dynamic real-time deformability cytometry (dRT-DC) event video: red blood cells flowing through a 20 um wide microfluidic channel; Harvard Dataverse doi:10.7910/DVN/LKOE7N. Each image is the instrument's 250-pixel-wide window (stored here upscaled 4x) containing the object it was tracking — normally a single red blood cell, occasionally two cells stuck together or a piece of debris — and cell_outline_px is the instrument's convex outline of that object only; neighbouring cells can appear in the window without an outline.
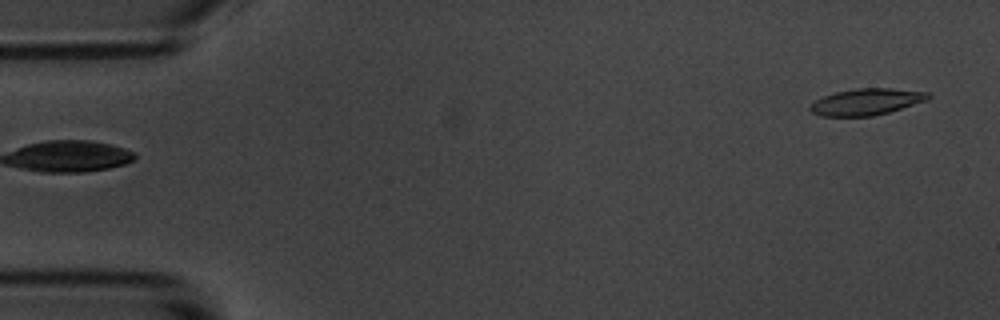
{"species": "common noctule bat (a hibernating species)", "species_latin": "Nyctalus noctula", "temperature_condition": "room temperature", "stored_images_in_passage": 54, "camera_frame_rate_fps": 3000, "um_per_image_px": 0.085, "animal": {"sex": "male", "body_mass_g": 20.1, "forearm_length_mm": 53.5}, "frame": {"image": 1, "passage_image": 1, "time_ms": 0.0, "image_size_px": [1000, 320], "cell_outline_px": [[932, 96], [928, 100], [888, 112], [872, 116], [820, 116], [812, 112], [808, 108], [816, 100], [824, 96], [836, 92], [856, 88], [892, 88], [928, 92]], "centroid_in_image_um": [73.66, 8.65], "position_along_channel_um": 11.3, "area_um2": 18.15}}
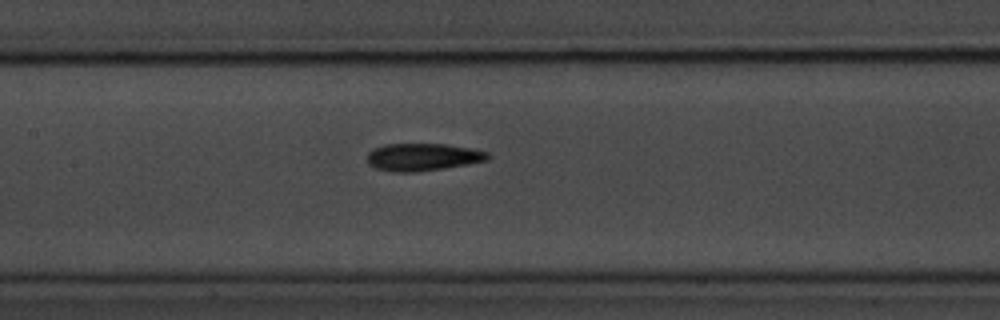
{"frame": {"image": 2, "passage_image": 24, "time_ms": 7.667, "image_size_px": [1000, 320], "cell_outline_px": [[492, 156], [488, 160], [468, 164], [444, 168], [416, 172], [392, 172], [376, 168], [368, 164], [368, 152], [372, 148], [384, 144], [444, 144], [472, 148], [488, 152]], "centroid_in_image_um": [35.94, 13.34], "position_along_channel_um": 171.5, "area_um2": 19.48}}
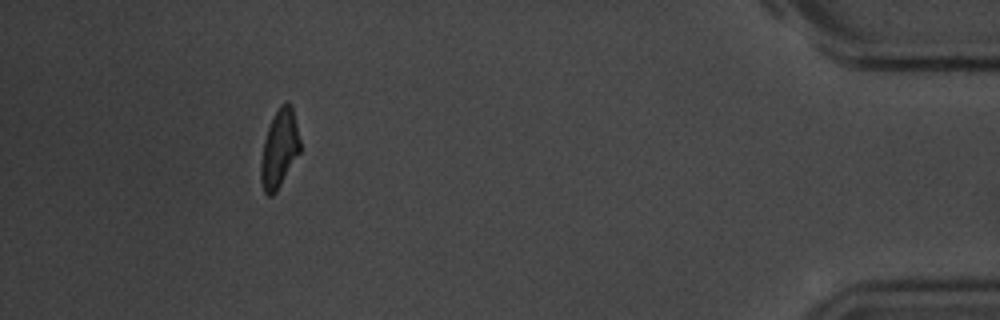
{"frame": {"image": 3, "passage_image": 49, "time_ms": 16.0, "image_size_px": [1000, 320], "cell_outline_px": [[300, 152], [276, 192], [272, 196], [268, 196], [264, 192], [260, 180], [260, 164], [264, 140], [268, 128], [280, 104], [284, 100], [288, 100], [292, 108], [300, 140]], "centroid_in_image_um": [23.73, 12.65], "position_along_channel_um": 411.5, "area_um2": 17.74}, "authors_computed_cell_mechanics": {"area_um2": 18.6694, "velocity_mm_per_s": 3.6149, "shape_relaxation_time_tau1_ms": 4.5134, "shape_relaxation_time_tau2_ms": 5.2244, "deformation_change_tau1": 0.161, "deformation_change_tau2": 0.1322}}